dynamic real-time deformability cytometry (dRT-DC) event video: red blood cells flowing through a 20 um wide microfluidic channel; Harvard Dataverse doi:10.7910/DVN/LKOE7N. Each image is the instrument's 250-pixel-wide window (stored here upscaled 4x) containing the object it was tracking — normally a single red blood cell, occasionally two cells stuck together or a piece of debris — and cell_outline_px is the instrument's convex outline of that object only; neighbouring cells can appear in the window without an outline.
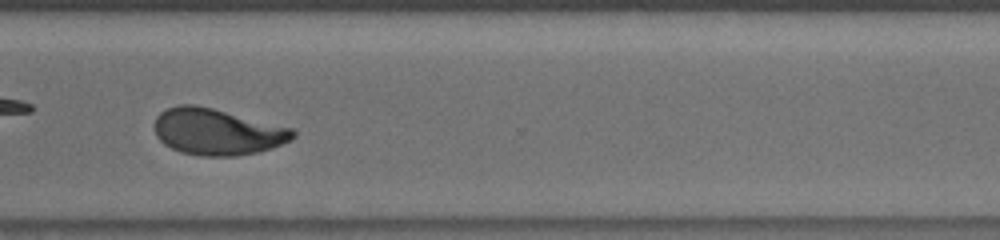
{"species": "human", "species_latin": "Homo sapiens", "temperature_condition": "room temperature", "stored_images_in_passage": 39, "camera_frame_rate_fps": 3000, "um_per_image_px": 0.085, "donor": {"sex": "male"}, "frame": {"image": 1, "passage_image": 34, "time_ms": 10.667, "image_size_px": [1000, 240], "cell_outline_px": [[296, 136], [292, 140], [272, 148], [260, 152], [236, 156], [200, 156], [180, 152], [164, 144], [156, 136], [152, 124], [156, 116], [160, 112], [168, 108], [180, 104], [196, 104], [292, 128], [296, 132]], "centroid_in_image_um": [18.43, 11.21], "position_along_channel_um": 352.2, "area_um2": 37.74}, "authors_computed_cell_mechanics": {"area_um2": 37.2232, "velocity_mm_per_s": 3.8544, "shape_relaxation_time_tau1_ms": 5.4302, "shape_relaxation_time_tau2_ms": 1.6013, "deformation_change_tau1": 0.2047, "deformation_change_tau2": 0.0698}}